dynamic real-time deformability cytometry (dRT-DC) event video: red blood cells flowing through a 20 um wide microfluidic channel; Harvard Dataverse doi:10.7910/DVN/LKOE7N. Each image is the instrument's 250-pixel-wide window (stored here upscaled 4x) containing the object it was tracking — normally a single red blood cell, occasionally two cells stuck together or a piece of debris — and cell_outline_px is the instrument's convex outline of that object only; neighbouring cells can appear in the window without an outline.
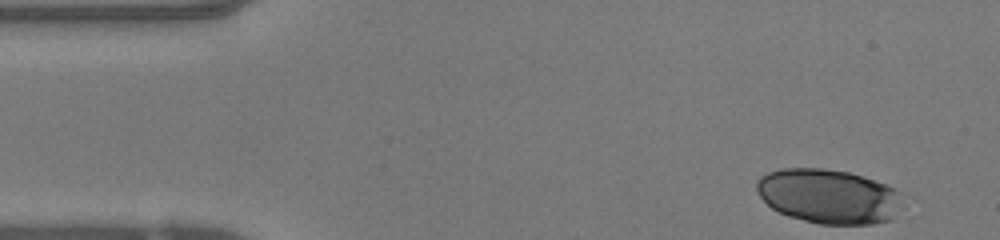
{"species": "human", "species_latin": "Homo sapiens", "temperature_condition": "warm", "stored_images_in_passage": 48, "segment_of_instrument_passage": [1, 2], "camera_frame_rate_fps": 3000, "um_per_image_px": 0.085, "donor": {"sex": "female"}, "frame": {"image": 1, "passage_image": 1, "time_ms": 0.0, "image_size_px": [1000, 240], "cell_outline_px": [[900, 192], [892, 220], [872, 224], [820, 224], [788, 216], [772, 208], [760, 196], [756, 188], [756, 180], [760, 176], [768, 172], [780, 168], [824, 168], [848, 172], [888, 184], [896, 188]], "centroid_in_image_um": [70.38, 16.66], "position_along_channel_um": 14.6, "area_um2": 46.07}}
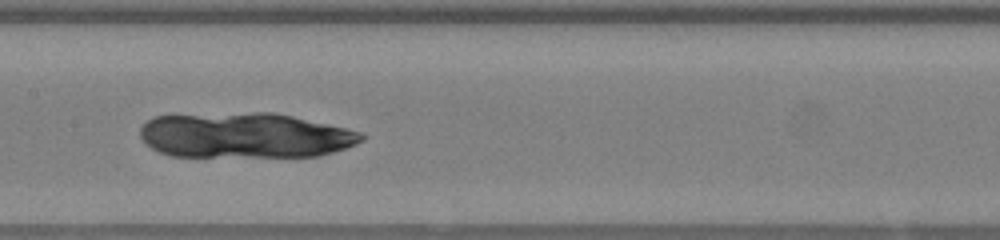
{"frame": {"image": 2, "passage_image": 21, "time_ms": 6.667, "image_size_px": [1000, 240], "cell_outline_px": [[368, 136], [364, 140], [356, 144], [320, 156], [172, 156], [160, 152], [152, 148], [140, 136], [140, 128], [152, 116], [256, 112], [272, 112], [292, 116], [328, 124], [360, 132]], "centroid_in_image_um": [20.83, 11.5], "position_along_channel_um": 186.6, "area_um2": 58.15}}
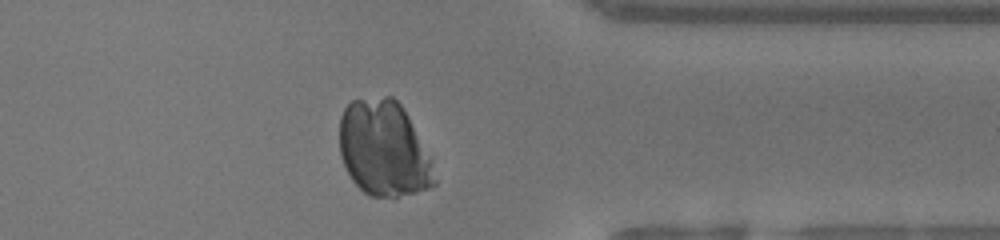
{"frame": {"image": 3, "passage_image": 36, "time_ms": 11.667, "image_size_px": [1000, 240], "cell_outline_px": [[436, 184], [432, 188], [396, 200], [368, 196], [352, 180], [340, 156], [340, 116], [344, 108], [352, 100], [384, 96], [392, 96], [400, 104], [408, 116], [432, 156], [436, 180]], "centroid_in_image_um": [32.67, 12.71], "position_along_channel_um": 378.7, "area_um2": 54.16}}